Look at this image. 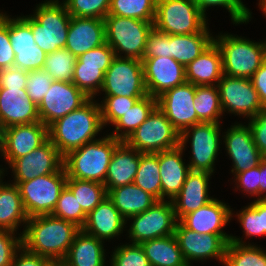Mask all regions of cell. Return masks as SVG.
<instances>
[{
    "label": "cell",
    "instance_id": "cell-1",
    "mask_svg": "<svg viewBox=\"0 0 266 266\" xmlns=\"http://www.w3.org/2000/svg\"><path fill=\"white\" fill-rule=\"evenodd\" d=\"M22 234V246L51 262H62L76 234L81 230L76 224L52 214L28 218Z\"/></svg>",
    "mask_w": 266,
    "mask_h": 266
},
{
    "label": "cell",
    "instance_id": "cell-2",
    "mask_svg": "<svg viewBox=\"0 0 266 266\" xmlns=\"http://www.w3.org/2000/svg\"><path fill=\"white\" fill-rule=\"evenodd\" d=\"M100 106L90 98L79 109L56 120L48 127L49 140L64 157L69 152L94 141L103 127Z\"/></svg>",
    "mask_w": 266,
    "mask_h": 266
},
{
    "label": "cell",
    "instance_id": "cell-3",
    "mask_svg": "<svg viewBox=\"0 0 266 266\" xmlns=\"http://www.w3.org/2000/svg\"><path fill=\"white\" fill-rule=\"evenodd\" d=\"M120 140L107 135L84 144L64 156L67 178L95 181L104 184L113 151Z\"/></svg>",
    "mask_w": 266,
    "mask_h": 266
},
{
    "label": "cell",
    "instance_id": "cell-4",
    "mask_svg": "<svg viewBox=\"0 0 266 266\" xmlns=\"http://www.w3.org/2000/svg\"><path fill=\"white\" fill-rule=\"evenodd\" d=\"M23 18L31 25L36 45L46 54L65 48L71 15L64 3L50 0L39 4L35 15Z\"/></svg>",
    "mask_w": 266,
    "mask_h": 266
},
{
    "label": "cell",
    "instance_id": "cell-5",
    "mask_svg": "<svg viewBox=\"0 0 266 266\" xmlns=\"http://www.w3.org/2000/svg\"><path fill=\"white\" fill-rule=\"evenodd\" d=\"M214 42L221 51L225 75L250 79L266 60V42L228 34L218 36Z\"/></svg>",
    "mask_w": 266,
    "mask_h": 266
},
{
    "label": "cell",
    "instance_id": "cell-6",
    "mask_svg": "<svg viewBox=\"0 0 266 266\" xmlns=\"http://www.w3.org/2000/svg\"><path fill=\"white\" fill-rule=\"evenodd\" d=\"M105 23V41L113 49L115 56L142 60L146 47V39L154 22L135 18L107 15ZM118 51V52H117Z\"/></svg>",
    "mask_w": 266,
    "mask_h": 266
},
{
    "label": "cell",
    "instance_id": "cell-7",
    "mask_svg": "<svg viewBox=\"0 0 266 266\" xmlns=\"http://www.w3.org/2000/svg\"><path fill=\"white\" fill-rule=\"evenodd\" d=\"M66 181L67 174L63 166L58 172L18 183L17 187L28 218L52 214Z\"/></svg>",
    "mask_w": 266,
    "mask_h": 266
},
{
    "label": "cell",
    "instance_id": "cell-8",
    "mask_svg": "<svg viewBox=\"0 0 266 266\" xmlns=\"http://www.w3.org/2000/svg\"><path fill=\"white\" fill-rule=\"evenodd\" d=\"M193 0H157L153 26L168 35L199 33L207 24Z\"/></svg>",
    "mask_w": 266,
    "mask_h": 266
},
{
    "label": "cell",
    "instance_id": "cell-9",
    "mask_svg": "<svg viewBox=\"0 0 266 266\" xmlns=\"http://www.w3.org/2000/svg\"><path fill=\"white\" fill-rule=\"evenodd\" d=\"M125 142L140 153H159L179 146L180 134L156 107Z\"/></svg>",
    "mask_w": 266,
    "mask_h": 266
},
{
    "label": "cell",
    "instance_id": "cell-10",
    "mask_svg": "<svg viewBox=\"0 0 266 266\" xmlns=\"http://www.w3.org/2000/svg\"><path fill=\"white\" fill-rule=\"evenodd\" d=\"M101 90L106 96L142 98L148 95L142 61L115 56L105 72Z\"/></svg>",
    "mask_w": 266,
    "mask_h": 266
},
{
    "label": "cell",
    "instance_id": "cell-11",
    "mask_svg": "<svg viewBox=\"0 0 266 266\" xmlns=\"http://www.w3.org/2000/svg\"><path fill=\"white\" fill-rule=\"evenodd\" d=\"M133 223L129 229L132 243L167 237L175 233L177 218L171 201L158 200L146 211L129 217Z\"/></svg>",
    "mask_w": 266,
    "mask_h": 266
},
{
    "label": "cell",
    "instance_id": "cell-12",
    "mask_svg": "<svg viewBox=\"0 0 266 266\" xmlns=\"http://www.w3.org/2000/svg\"><path fill=\"white\" fill-rule=\"evenodd\" d=\"M219 125V123H199L180 133L179 145L182 148L185 147L186 141L191 135L190 132L192 133L190 137L193 155L190 164H188L190 170L213 173L214 161L220 149Z\"/></svg>",
    "mask_w": 266,
    "mask_h": 266
},
{
    "label": "cell",
    "instance_id": "cell-13",
    "mask_svg": "<svg viewBox=\"0 0 266 266\" xmlns=\"http://www.w3.org/2000/svg\"><path fill=\"white\" fill-rule=\"evenodd\" d=\"M196 86L190 82L173 87L157 97V107L179 132L202 123L194 109Z\"/></svg>",
    "mask_w": 266,
    "mask_h": 266
},
{
    "label": "cell",
    "instance_id": "cell-14",
    "mask_svg": "<svg viewBox=\"0 0 266 266\" xmlns=\"http://www.w3.org/2000/svg\"><path fill=\"white\" fill-rule=\"evenodd\" d=\"M222 111L255 117L262 104L252 81L248 78L231 77L223 74L217 84Z\"/></svg>",
    "mask_w": 266,
    "mask_h": 266
},
{
    "label": "cell",
    "instance_id": "cell-15",
    "mask_svg": "<svg viewBox=\"0 0 266 266\" xmlns=\"http://www.w3.org/2000/svg\"><path fill=\"white\" fill-rule=\"evenodd\" d=\"M184 260L188 266L191 260H202L216 257L224 263L227 243L231 235L227 234H199L177 222L175 233Z\"/></svg>",
    "mask_w": 266,
    "mask_h": 266
},
{
    "label": "cell",
    "instance_id": "cell-16",
    "mask_svg": "<svg viewBox=\"0 0 266 266\" xmlns=\"http://www.w3.org/2000/svg\"><path fill=\"white\" fill-rule=\"evenodd\" d=\"M90 98L71 82L54 81L38 105L40 121L49 127L56 120L79 109Z\"/></svg>",
    "mask_w": 266,
    "mask_h": 266
},
{
    "label": "cell",
    "instance_id": "cell-17",
    "mask_svg": "<svg viewBox=\"0 0 266 266\" xmlns=\"http://www.w3.org/2000/svg\"><path fill=\"white\" fill-rule=\"evenodd\" d=\"M48 139V127L41 121L7 127L0 137L1 156L11 165L17 158L31 153Z\"/></svg>",
    "mask_w": 266,
    "mask_h": 266
},
{
    "label": "cell",
    "instance_id": "cell-18",
    "mask_svg": "<svg viewBox=\"0 0 266 266\" xmlns=\"http://www.w3.org/2000/svg\"><path fill=\"white\" fill-rule=\"evenodd\" d=\"M64 164V157L48 139L39 148L17 158L10 167L14 173V184L32 180L41 175L58 172Z\"/></svg>",
    "mask_w": 266,
    "mask_h": 266
},
{
    "label": "cell",
    "instance_id": "cell-19",
    "mask_svg": "<svg viewBox=\"0 0 266 266\" xmlns=\"http://www.w3.org/2000/svg\"><path fill=\"white\" fill-rule=\"evenodd\" d=\"M141 61L146 91L152 97L157 98L186 82L185 67L171 57H150Z\"/></svg>",
    "mask_w": 266,
    "mask_h": 266
},
{
    "label": "cell",
    "instance_id": "cell-20",
    "mask_svg": "<svg viewBox=\"0 0 266 266\" xmlns=\"http://www.w3.org/2000/svg\"><path fill=\"white\" fill-rule=\"evenodd\" d=\"M224 136L227 152L233 161L232 173L236 175L260 165L264 157L253 142L249 126L234 125Z\"/></svg>",
    "mask_w": 266,
    "mask_h": 266
},
{
    "label": "cell",
    "instance_id": "cell-21",
    "mask_svg": "<svg viewBox=\"0 0 266 266\" xmlns=\"http://www.w3.org/2000/svg\"><path fill=\"white\" fill-rule=\"evenodd\" d=\"M0 120L3 129L40 121L38 106L28 97L26 89L0 88Z\"/></svg>",
    "mask_w": 266,
    "mask_h": 266
},
{
    "label": "cell",
    "instance_id": "cell-22",
    "mask_svg": "<svg viewBox=\"0 0 266 266\" xmlns=\"http://www.w3.org/2000/svg\"><path fill=\"white\" fill-rule=\"evenodd\" d=\"M105 42L104 19L71 16L65 48L76 57Z\"/></svg>",
    "mask_w": 266,
    "mask_h": 266
},
{
    "label": "cell",
    "instance_id": "cell-23",
    "mask_svg": "<svg viewBox=\"0 0 266 266\" xmlns=\"http://www.w3.org/2000/svg\"><path fill=\"white\" fill-rule=\"evenodd\" d=\"M211 175L205 171L188 172L179 194L171 201L177 220L213 199L208 196V181Z\"/></svg>",
    "mask_w": 266,
    "mask_h": 266
},
{
    "label": "cell",
    "instance_id": "cell-24",
    "mask_svg": "<svg viewBox=\"0 0 266 266\" xmlns=\"http://www.w3.org/2000/svg\"><path fill=\"white\" fill-rule=\"evenodd\" d=\"M232 210L226 203L213 198L209 203L184 215L180 222L199 234H226L221 229L229 222Z\"/></svg>",
    "mask_w": 266,
    "mask_h": 266
},
{
    "label": "cell",
    "instance_id": "cell-25",
    "mask_svg": "<svg viewBox=\"0 0 266 266\" xmlns=\"http://www.w3.org/2000/svg\"><path fill=\"white\" fill-rule=\"evenodd\" d=\"M183 148L179 145L173 149L158 153V165L161 177V200L168 196L172 201L180 192L186 176L190 171L189 166L182 161Z\"/></svg>",
    "mask_w": 266,
    "mask_h": 266
},
{
    "label": "cell",
    "instance_id": "cell-26",
    "mask_svg": "<svg viewBox=\"0 0 266 266\" xmlns=\"http://www.w3.org/2000/svg\"><path fill=\"white\" fill-rule=\"evenodd\" d=\"M126 221L107 197L87 215L86 222L81 229L100 240H107L121 234Z\"/></svg>",
    "mask_w": 266,
    "mask_h": 266
},
{
    "label": "cell",
    "instance_id": "cell-27",
    "mask_svg": "<svg viewBox=\"0 0 266 266\" xmlns=\"http://www.w3.org/2000/svg\"><path fill=\"white\" fill-rule=\"evenodd\" d=\"M139 162L140 152L121 141L113 151L108 166L104 183L107 193L116 187L133 183Z\"/></svg>",
    "mask_w": 266,
    "mask_h": 266
},
{
    "label": "cell",
    "instance_id": "cell-28",
    "mask_svg": "<svg viewBox=\"0 0 266 266\" xmlns=\"http://www.w3.org/2000/svg\"><path fill=\"white\" fill-rule=\"evenodd\" d=\"M186 81L195 86H213L223 76L222 54L213 41L186 68ZM217 81V82H216Z\"/></svg>",
    "mask_w": 266,
    "mask_h": 266
},
{
    "label": "cell",
    "instance_id": "cell-29",
    "mask_svg": "<svg viewBox=\"0 0 266 266\" xmlns=\"http://www.w3.org/2000/svg\"><path fill=\"white\" fill-rule=\"evenodd\" d=\"M102 241L81 229L62 263L64 266H104L105 253Z\"/></svg>",
    "mask_w": 266,
    "mask_h": 266
},
{
    "label": "cell",
    "instance_id": "cell-30",
    "mask_svg": "<svg viewBox=\"0 0 266 266\" xmlns=\"http://www.w3.org/2000/svg\"><path fill=\"white\" fill-rule=\"evenodd\" d=\"M108 198L127 220L133 215L146 211L158 201L134 183L111 189L108 192Z\"/></svg>",
    "mask_w": 266,
    "mask_h": 266
},
{
    "label": "cell",
    "instance_id": "cell-31",
    "mask_svg": "<svg viewBox=\"0 0 266 266\" xmlns=\"http://www.w3.org/2000/svg\"><path fill=\"white\" fill-rule=\"evenodd\" d=\"M213 41L207 25L199 33L170 35V57L186 68Z\"/></svg>",
    "mask_w": 266,
    "mask_h": 266
},
{
    "label": "cell",
    "instance_id": "cell-32",
    "mask_svg": "<svg viewBox=\"0 0 266 266\" xmlns=\"http://www.w3.org/2000/svg\"><path fill=\"white\" fill-rule=\"evenodd\" d=\"M19 189L16 184H4L0 180V230L16 231L19 223H27Z\"/></svg>",
    "mask_w": 266,
    "mask_h": 266
},
{
    "label": "cell",
    "instance_id": "cell-33",
    "mask_svg": "<svg viewBox=\"0 0 266 266\" xmlns=\"http://www.w3.org/2000/svg\"><path fill=\"white\" fill-rule=\"evenodd\" d=\"M141 246L151 266H188L174 234L144 241Z\"/></svg>",
    "mask_w": 266,
    "mask_h": 266
},
{
    "label": "cell",
    "instance_id": "cell-34",
    "mask_svg": "<svg viewBox=\"0 0 266 266\" xmlns=\"http://www.w3.org/2000/svg\"><path fill=\"white\" fill-rule=\"evenodd\" d=\"M156 107L157 98L149 94L138 99L133 107L114 123L115 132L110 136L117 140L125 141L149 117ZM121 129L125 130L122 132Z\"/></svg>",
    "mask_w": 266,
    "mask_h": 266
},
{
    "label": "cell",
    "instance_id": "cell-35",
    "mask_svg": "<svg viewBox=\"0 0 266 266\" xmlns=\"http://www.w3.org/2000/svg\"><path fill=\"white\" fill-rule=\"evenodd\" d=\"M66 187L87 215L108 197L105 185L95 181L67 178Z\"/></svg>",
    "mask_w": 266,
    "mask_h": 266
},
{
    "label": "cell",
    "instance_id": "cell-36",
    "mask_svg": "<svg viewBox=\"0 0 266 266\" xmlns=\"http://www.w3.org/2000/svg\"><path fill=\"white\" fill-rule=\"evenodd\" d=\"M226 266H266V252L254 245H246L235 236L230 237L225 251Z\"/></svg>",
    "mask_w": 266,
    "mask_h": 266
},
{
    "label": "cell",
    "instance_id": "cell-37",
    "mask_svg": "<svg viewBox=\"0 0 266 266\" xmlns=\"http://www.w3.org/2000/svg\"><path fill=\"white\" fill-rule=\"evenodd\" d=\"M133 183L161 200V177L158 153H140V162Z\"/></svg>",
    "mask_w": 266,
    "mask_h": 266
},
{
    "label": "cell",
    "instance_id": "cell-38",
    "mask_svg": "<svg viewBox=\"0 0 266 266\" xmlns=\"http://www.w3.org/2000/svg\"><path fill=\"white\" fill-rule=\"evenodd\" d=\"M194 109L202 123H219L222 111L219 91L215 86H196Z\"/></svg>",
    "mask_w": 266,
    "mask_h": 266
},
{
    "label": "cell",
    "instance_id": "cell-39",
    "mask_svg": "<svg viewBox=\"0 0 266 266\" xmlns=\"http://www.w3.org/2000/svg\"><path fill=\"white\" fill-rule=\"evenodd\" d=\"M157 0H111L108 15L154 22Z\"/></svg>",
    "mask_w": 266,
    "mask_h": 266
},
{
    "label": "cell",
    "instance_id": "cell-40",
    "mask_svg": "<svg viewBox=\"0 0 266 266\" xmlns=\"http://www.w3.org/2000/svg\"><path fill=\"white\" fill-rule=\"evenodd\" d=\"M77 57L66 48H61L46 55L43 70L52 76L54 81L73 83L74 65Z\"/></svg>",
    "mask_w": 266,
    "mask_h": 266
},
{
    "label": "cell",
    "instance_id": "cell-41",
    "mask_svg": "<svg viewBox=\"0 0 266 266\" xmlns=\"http://www.w3.org/2000/svg\"><path fill=\"white\" fill-rule=\"evenodd\" d=\"M105 70L100 66L83 65L78 60L74 65L73 84L89 98L102 88Z\"/></svg>",
    "mask_w": 266,
    "mask_h": 266
},
{
    "label": "cell",
    "instance_id": "cell-42",
    "mask_svg": "<svg viewBox=\"0 0 266 266\" xmlns=\"http://www.w3.org/2000/svg\"><path fill=\"white\" fill-rule=\"evenodd\" d=\"M246 236L266 235V199H257L237 215Z\"/></svg>",
    "mask_w": 266,
    "mask_h": 266
},
{
    "label": "cell",
    "instance_id": "cell-43",
    "mask_svg": "<svg viewBox=\"0 0 266 266\" xmlns=\"http://www.w3.org/2000/svg\"><path fill=\"white\" fill-rule=\"evenodd\" d=\"M52 215L72 222L82 228L86 222L87 214L82 210L73 193L65 186L61 191L57 205Z\"/></svg>",
    "mask_w": 266,
    "mask_h": 266
},
{
    "label": "cell",
    "instance_id": "cell-44",
    "mask_svg": "<svg viewBox=\"0 0 266 266\" xmlns=\"http://www.w3.org/2000/svg\"><path fill=\"white\" fill-rule=\"evenodd\" d=\"M111 0H65L68 13L73 17L105 19Z\"/></svg>",
    "mask_w": 266,
    "mask_h": 266
},
{
    "label": "cell",
    "instance_id": "cell-45",
    "mask_svg": "<svg viewBox=\"0 0 266 266\" xmlns=\"http://www.w3.org/2000/svg\"><path fill=\"white\" fill-rule=\"evenodd\" d=\"M103 104H99L102 116V122L105 126L107 123L114 124L119 118L133 107L140 98H130L123 96H105Z\"/></svg>",
    "mask_w": 266,
    "mask_h": 266
},
{
    "label": "cell",
    "instance_id": "cell-46",
    "mask_svg": "<svg viewBox=\"0 0 266 266\" xmlns=\"http://www.w3.org/2000/svg\"><path fill=\"white\" fill-rule=\"evenodd\" d=\"M8 34L13 49L36 48L31 25L23 18L8 17Z\"/></svg>",
    "mask_w": 266,
    "mask_h": 266
},
{
    "label": "cell",
    "instance_id": "cell-47",
    "mask_svg": "<svg viewBox=\"0 0 266 266\" xmlns=\"http://www.w3.org/2000/svg\"><path fill=\"white\" fill-rule=\"evenodd\" d=\"M111 256L112 266H151L141 244L122 245Z\"/></svg>",
    "mask_w": 266,
    "mask_h": 266
},
{
    "label": "cell",
    "instance_id": "cell-48",
    "mask_svg": "<svg viewBox=\"0 0 266 266\" xmlns=\"http://www.w3.org/2000/svg\"><path fill=\"white\" fill-rule=\"evenodd\" d=\"M200 12L206 16V9L210 6H222L230 12L232 21L235 24L246 23L251 18V12L241 0H193Z\"/></svg>",
    "mask_w": 266,
    "mask_h": 266
},
{
    "label": "cell",
    "instance_id": "cell-49",
    "mask_svg": "<svg viewBox=\"0 0 266 266\" xmlns=\"http://www.w3.org/2000/svg\"><path fill=\"white\" fill-rule=\"evenodd\" d=\"M52 82V76L43 69L29 71L26 84L28 97L38 106L48 93Z\"/></svg>",
    "mask_w": 266,
    "mask_h": 266
},
{
    "label": "cell",
    "instance_id": "cell-50",
    "mask_svg": "<svg viewBox=\"0 0 266 266\" xmlns=\"http://www.w3.org/2000/svg\"><path fill=\"white\" fill-rule=\"evenodd\" d=\"M15 54L14 67L25 71L42 69L46 60V53L39 48L13 49Z\"/></svg>",
    "mask_w": 266,
    "mask_h": 266
},
{
    "label": "cell",
    "instance_id": "cell-51",
    "mask_svg": "<svg viewBox=\"0 0 266 266\" xmlns=\"http://www.w3.org/2000/svg\"><path fill=\"white\" fill-rule=\"evenodd\" d=\"M170 57V35L160 32L154 27L146 39L143 58Z\"/></svg>",
    "mask_w": 266,
    "mask_h": 266
},
{
    "label": "cell",
    "instance_id": "cell-52",
    "mask_svg": "<svg viewBox=\"0 0 266 266\" xmlns=\"http://www.w3.org/2000/svg\"><path fill=\"white\" fill-rule=\"evenodd\" d=\"M114 57L113 49L105 42L103 45L81 54L77 60L83 65L100 66L106 71Z\"/></svg>",
    "mask_w": 266,
    "mask_h": 266
},
{
    "label": "cell",
    "instance_id": "cell-53",
    "mask_svg": "<svg viewBox=\"0 0 266 266\" xmlns=\"http://www.w3.org/2000/svg\"><path fill=\"white\" fill-rule=\"evenodd\" d=\"M12 234V231L0 230V266H11L15 253L21 250V234L18 238Z\"/></svg>",
    "mask_w": 266,
    "mask_h": 266
},
{
    "label": "cell",
    "instance_id": "cell-54",
    "mask_svg": "<svg viewBox=\"0 0 266 266\" xmlns=\"http://www.w3.org/2000/svg\"><path fill=\"white\" fill-rule=\"evenodd\" d=\"M15 54L8 34V16L0 13V70L14 67Z\"/></svg>",
    "mask_w": 266,
    "mask_h": 266
},
{
    "label": "cell",
    "instance_id": "cell-55",
    "mask_svg": "<svg viewBox=\"0 0 266 266\" xmlns=\"http://www.w3.org/2000/svg\"><path fill=\"white\" fill-rule=\"evenodd\" d=\"M250 127L253 142L263 157H266V107L253 118H250Z\"/></svg>",
    "mask_w": 266,
    "mask_h": 266
},
{
    "label": "cell",
    "instance_id": "cell-56",
    "mask_svg": "<svg viewBox=\"0 0 266 266\" xmlns=\"http://www.w3.org/2000/svg\"><path fill=\"white\" fill-rule=\"evenodd\" d=\"M28 71L16 67L0 70V88L26 89Z\"/></svg>",
    "mask_w": 266,
    "mask_h": 266
},
{
    "label": "cell",
    "instance_id": "cell-57",
    "mask_svg": "<svg viewBox=\"0 0 266 266\" xmlns=\"http://www.w3.org/2000/svg\"><path fill=\"white\" fill-rule=\"evenodd\" d=\"M259 174L260 165L250 168L244 172L236 174L235 178L238 180V185L246 193L259 196Z\"/></svg>",
    "mask_w": 266,
    "mask_h": 266
},
{
    "label": "cell",
    "instance_id": "cell-58",
    "mask_svg": "<svg viewBox=\"0 0 266 266\" xmlns=\"http://www.w3.org/2000/svg\"><path fill=\"white\" fill-rule=\"evenodd\" d=\"M20 257L17 252L13 258L11 266H47L51 261L41 255L28 251L24 246H21ZM18 257V258H17Z\"/></svg>",
    "mask_w": 266,
    "mask_h": 266
},
{
    "label": "cell",
    "instance_id": "cell-59",
    "mask_svg": "<svg viewBox=\"0 0 266 266\" xmlns=\"http://www.w3.org/2000/svg\"><path fill=\"white\" fill-rule=\"evenodd\" d=\"M255 90L258 93L262 107H266V60L250 78Z\"/></svg>",
    "mask_w": 266,
    "mask_h": 266
},
{
    "label": "cell",
    "instance_id": "cell-60",
    "mask_svg": "<svg viewBox=\"0 0 266 266\" xmlns=\"http://www.w3.org/2000/svg\"><path fill=\"white\" fill-rule=\"evenodd\" d=\"M266 192V157H264L260 162V174H259V197L258 199H266V195L263 193ZM260 195H263L260 196Z\"/></svg>",
    "mask_w": 266,
    "mask_h": 266
},
{
    "label": "cell",
    "instance_id": "cell-61",
    "mask_svg": "<svg viewBox=\"0 0 266 266\" xmlns=\"http://www.w3.org/2000/svg\"><path fill=\"white\" fill-rule=\"evenodd\" d=\"M259 5L260 8L263 10L264 14L266 15V0H260Z\"/></svg>",
    "mask_w": 266,
    "mask_h": 266
},
{
    "label": "cell",
    "instance_id": "cell-62",
    "mask_svg": "<svg viewBox=\"0 0 266 266\" xmlns=\"http://www.w3.org/2000/svg\"><path fill=\"white\" fill-rule=\"evenodd\" d=\"M47 266H64L62 262H50Z\"/></svg>",
    "mask_w": 266,
    "mask_h": 266
},
{
    "label": "cell",
    "instance_id": "cell-63",
    "mask_svg": "<svg viewBox=\"0 0 266 266\" xmlns=\"http://www.w3.org/2000/svg\"><path fill=\"white\" fill-rule=\"evenodd\" d=\"M2 131H3V127H2V122L0 120V137H1Z\"/></svg>",
    "mask_w": 266,
    "mask_h": 266
},
{
    "label": "cell",
    "instance_id": "cell-64",
    "mask_svg": "<svg viewBox=\"0 0 266 266\" xmlns=\"http://www.w3.org/2000/svg\"><path fill=\"white\" fill-rule=\"evenodd\" d=\"M3 174V171L2 169H0V178H1V175ZM1 180V179H0Z\"/></svg>",
    "mask_w": 266,
    "mask_h": 266
}]
</instances>
